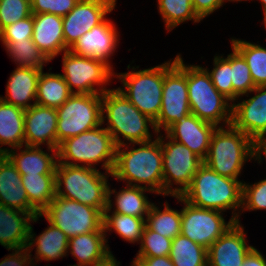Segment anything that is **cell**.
Wrapping results in <instances>:
<instances>
[{
    "label": "cell",
    "mask_w": 266,
    "mask_h": 266,
    "mask_svg": "<svg viewBox=\"0 0 266 266\" xmlns=\"http://www.w3.org/2000/svg\"><path fill=\"white\" fill-rule=\"evenodd\" d=\"M57 109L34 104L25 109V146L46 144L57 149Z\"/></svg>",
    "instance_id": "19"
},
{
    "label": "cell",
    "mask_w": 266,
    "mask_h": 266,
    "mask_svg": "<svg viewBox=\"0 0 266 266\" xmlns=\"http://www.w3.org/2000/svg\"><path fill=\"white\" fill-rule=\"evenodd\" d=\"M31 256V251L27 247L13 249L12 254H9L0 261V266H34L36 263L32 261Z\"/></svg>",
    "instance_id": "45"
},
{
    "label": "cell",
    "mask_w": 266,
    "mask_h": 266,
    "mask_svg": "<svg viewBox=\"0 0 266 266\" xmlns=\"http://www.w3.org/2000/svg\"><path fill=\"white\" fill-rule=\"evenodd\" d=\"M25 109L8 104L0 99V145H8L10 149L25 146L24 136ZM0 146V154L7 148Z\"/></svg>",
    "instance_id": "29"
},
{
    "label": "cell",
    "mask_w": 266,
    "mask_h": 266,
    "mask_svg": "<svg viewBox=\"0 0 266 266\" xmlns=\"http://www.w3.org/2000/svg\"><path fill=\"white\" fill-rule=\"evenodd\" d=\"M108 187V203L106 209H112L113 205L116 206L112 213L125 214L143 218L146 220V216L149 213L152 202L148 200L145 192L153 193L152 191L143 187L126 185L125 188L115 191ZM115 194V203L113 204L111 196ZM111 199V200H110Z\"/></svg>",
    "instance_id": "28"
},
{
    "label": "cell",
    "mask_w": 266,
    "mask_h": 266,
    "mask_svg": "<svg viewBox=\"0 0 266 266\" xmlns=\"http://www.w3.org/2000/svg\"><path fill=\"white\" fill-rule=\"evenodd\" d=\"M217 126L199 119L193 114L181 117L166 134L173 140L185 145L204 160L207 156L212 134Z\"/></svg>",
    "instance_id": "20"
},
{
    "label": "cell",
    "mask_w": 266,
    "mask_h": 266,
    "mask_svg": "<svg viewBox=\"0 0 266 266\" xmlns=\"http://www.w3.org/2000/svg\"><path fill=\"white\" fill-rule=\"evenodd\" d=\"M49 226L39 235L35 237L33 233V227L29 229V240L27 248L30 251L32 247L36 246L35 258L32 261H52L67 256L69 238L64 234L62 230L52 225Z\"/></svg>",
    "instance_id": "27"
},
{
    "label": "cell",
    "mask_w": 266,
    "mask_h": 266,
    "mask_svg": "<svg viewBox=\"0 0 266 266\" xmlns=\"http://www.w3.org/2000/svg\"><path fill=\"white\" fill-rule=\"evenodd\" d=\"M231 39L232 47L246 60L255 86H266V48L245 40Z\"/></svg>",
    "instance_id": "35"
},
{
    "label": "cell",
    "mask_w": 266,
    "mask_h": 266,
    "mask_svg": "<svg viewBox=\"0 0 266 266\" xmlns=\"http://www.w3.org/2000/svg\"><path fill=\"white\" fill-rule=\"evenodd\" d=\"M70 239L71 237L104 231L103 213L92 206L55 196L53 201L40 213Z\"/></svg>",
    "instance_id": "11"
},
{
    "label": "cell",
    "mask_w": 266,
    "mask_h": 266,
    "mask_svg": "<svg viewBox=\"0 0 266 266\" xmlns=\"http://www.w3.org/2000/svg\"><path fill=\"white\" fill-rule=\"evenodd\" d=\"M191 114L187 89V65L180 54L164 62L162 104L158 119L154 122L156 131L166 132L181 117Z\"/></svg>",
    "instance_id": "9"
},
{
    "label": "cell",
    "mask_w": 266,
    "mask_h": 266,
    "mask_svg": "<svg viewBox=\"0 0 266 266\" xmlns=\"http://www.w3.org/2000/svg\"><path fill=\"white\" fill-rule=\"evenodd\" d=\"M142 266H174L169 256L135 257Z\"/></svg>",
    "instance_id": "47"
},
{
    "label": "cell",
    "mask_w": 266,
    "mask_h": 266,
    "mask_svg": "<svg viewBox=\"0 0 266 266\" xmlns=\"http://www.w3.org/2000/svg\"><path fill=\"white\" fill-rule=\"evenodd\" d=\"M0 204L33 216L40 214L29 203L21 174L4 154H0Z\"/></svg>",
    "instance_id": "23"
},
{
    "label": "cell",
    "mask_w": 266,
    "mask_h": 266,
    "mask_svg": "<svg viewBox=\"0 0 266 266\" xmlns=\"http://www.w3.org/2000/svg\"><path fill=\"white\" fill-rule=\"evenodd\" d=\"M169 257L174 266H208L207 249L182 234L172 240Z\"/></svg>",
    "instance_id": "33"
},
{
    "label": "cell",
    "mask_w": 266,
    "mask_h": 266,
    "mask_svg": "<svg viewBox=\"0 0 266 266\" xmlns=\"http://www.w3.org/2000/svg\"><path fill=\"white\" fill-rule=\"evenodd\" d=\"M266 210V179L254 184L243 183L242 208L244 212Z\"/></svg>",
    "instance_id": "42"
},
{
    "label": "cell",
    "mask_w": 266,
    "mask_h": 266,
    "mask_svg": "<svg viewBox=\"0 0 266 266\" xmlns=\"http://www.w3.org/2000/svg\"><path fill=\"white\" fill-rule=\"evenodd\" d=\"M117 0H79L62 17L65 47L69 50L76 41L93 27L101 24L116 7Z\"/></svg>",
    "instance_id": "15"
},
{
    "label": "cell",
    "mask_w": 266,
    "mask_h": 266,
    "mask_svg": "<svg viewBox=\"0 0 266 266\" xmlns=\"http://www.w3.org/2000/svg\"><path fill=\"white\" fill-rule=\"evenodd\" d=\"M120 262H117L114 255L109 254L104 260L95 263L93 266H119Z\"/></svg>",
    "instance_id": "50"
},
{
    "label": "cell",
    "mask_w": 266,
    "mask_h": 266,
    "mask_svg": "<svg viewBox=\"0 0 266 266\" xmlns=\"http://www.w3.org/2000/svg\"><path fill=\"white\" fill-rule=\"evenodd\" d=\"M175 198L184 204L181 210V234L208 249L221 235L236 222H228L223 212L193 206L181 196Z\"/></svg>",
    "instance_id": "14"
},
{
    "label": "cell",
    "mask_w": 266,
    "mask_h": 266,
    "mask_svg": "<svg viewBox=\"0 0 266 266\" xmlns=\"http://www.w3.org/2000/svg\"><path fill=\"white\" fill-rule=\"evenodd\" d=\"M118 34L115 24L105 19L82 35L69 50L80 56L102 60L113 69L109 58L113 56L119 43Z\"/></svg>",
    "instance_id": "18"
},
{
    "label": "cell",
    "mask_w": 266,
    "mask_h": 266,
    "mask_svg": "<svg viewBox=\"0 0 266 266\" xmlns=\"http://www.w3.org/2000/svg\"><path fill=\"white\" fill-rule=\"evenodd\" d=\"M131 263V266H142L141 263L137 260H133Z\"/></svg>",
    "instance_id": "52"
},
{
    "label": "cell",
    "mask_w": 266,
    "mask_h": 266,
    "mask_svg": "<svg viewBox=\"0 0 266 266\" xmlns=\"http://www.w3.org/2000/svg\"><path fill=\"white\" fill-rule=\"evenodd\" d=\"M242 194V181L221 176L203 163L181 197L199 208L220 212L233 209L231 218L240 223L239 210L242 208ZM237 210L238 212H235Z\"/></svg>",
    "instance_id": "2"
},
{
    "label": "cell",
    "mask_w": 266,
    "mask_h": 266,
    "mask_svg": "<svg viewBox=\"0 0 266 266\" xmlns=\"http://www.w3.org/2000/svg\"><path fill=\"white\" fill-rule=\"evenodd\" d=\"M31 15L30 0H0V32L5 27Z\"/></svg>",
    "instance_id": "41"
},
{
    "label": "cell",
    "mask_w": 266,
    "mask_h": 266,
    "mask_svg": "<svg viewBox=\"0 0 266 266\" xmlns=\"http://www.w3.org/2000/svg\"><path fill=\"white\" fill-rule=\"evenodd\" d=\"M34 20L33 43L51 61L60 53L66 52L62 17L55 14H32Z\"/></svg>",
    "instance_id": "21"
},
{
    "label": "cell",
    "mask_w": 266,
    "mask_h": 266,
    "mask_svg": "<svg viewBox=\"0 0 266 266\" xmlns=\"http://www.w3.org/2000/svg\"><path fill=\"white\" fill-rule=\"evenodd\" d=\"M162 206L164 210L161 211L152 204L146 217V226L160 235L174 239L181 234V211L170 208L168 202Z\"/></svg>",
    "instance_id": "34"
},
{
    "label": "cell",
    "mask_w": 266,
    "mask_h": 266,
    "mask_svg": "<svg viewBox=\"0 0 266 266\" xmlns=\"http://www.w3.org/2000/svg\"><path fill=\"white\" fill-rule=\"evenodd\" d=\"M22 148L23 146L8 149L4 153V155L11 161L21 176L55 174L58 163V159H56L58 158L57 149L47 147L49 151V153H47L38 146H25V149L21 150Z\"/></svg>",
    "instance_id": "24"
},
{
    "label": "cell",
    "mask_w": 266,
    "mask_h": 266,
    "mask_svg": "<svg viewBox=\"0 0 266 266\" xmlns=\"http://www.w3.org/2000/svg\"><path fill=\"white\" fill-rule=\"evenodd\" d=\"M55 175L56 196L95 207L102 213L105 211L109 187L107 178L112 176L111 173H102L86 166L57 163Z\"/></svg>",
    "instance_id": "4"
},
{
    "label": "cell",
    "mask_w": 266,
    "mask_h": 266,
    "mask_svg": "<svg viewBox=\"0 0 266 266\" xmlns=\"http://www.w3.org/2000/svg\"><path fill=\"white\" fill-rule=\"evenodd\" d=\"M41 70L17 66L10 74L6 84L5 97L0 96V99L23 109H28L36 104L37 85ZM32 101H34L33 104Z\"/></svg>",
    "instance_id": "25"
},
{
    "label": "cell",
    "mask_w": 266,
    "mask_h": 266,
    "mask_svg": "<svg viewBox=\"0 0 266 266\" xmlns=\"http://www.w3.org/2000/svg\"><path fill=\"white\" fill-rule=\"evenodd\" d=\"M255 96L232 104L231 125L254 142L266 136V86H256Z\"/></svg>",
    "instance_id": "16"
},
{
    "label": "cell",
    "mask_w": 266,
    "mask_h": 266,
    "mask_svg": "<svg viewBox=\"0 0 266 266\" xmlns=\"http://www.w3.org/2000/svg\"><path fill=\"white\" fill-rule=\"evenodd\" d=\"M22 184L29 203L41 213L56 196V175H23Z\"/></svg>",
    "instance_id": "31"
},
{
    "label": "cell",
    "mask_w": 266,
    "mask_h": 266,
    "mask_svg": "<svg viewBox=\"0 0 266 266\" xmlns=\"http://www.w3.org/2000/svg\"><path fill=\"white\" fill-rule=\"evenodd\" d=\"M72 94L61 74L43 73L41 70L37 85L36 104L57 109Z\"/></svg>",
    "instance_id": "30"
},
{
    "label": "cell",
    "mask_w": 266,
    "mask_h": 266,
    "mask_svg": "<svg viewBox=\"0 0 266 266\" xmlns=\"http://www.w3.org/2000/svg\"><path fill=\"white\" fill-rule=\"evenodd\" d=\"M165 135L166 137H163L161 133L157 134L161 142L163 157V195L181 196L190 186L203 160L185 145L171 139L166 133ZM173 184L179 186L172 188Z\"/></svg>",
    "instance_id": "12"
},
{
    "label": "cell",
    "mask_w": 266,
    "mask_h": 266,
    "mask_svg": "<svg viewBox=\"0 0 266 266\" xmlns=\"http://www.w3.org/2000/svg\"><path fill=\"white\" fill-rule=\"evenodd\" d=\"M111 209H105L103 212V229L105 235L109 231H115L122 239L129 243L138 244L142 240L146 220L135 216L111 213ZM111 215H110V214Z\"/></svg>",
    "instance_id": "32"
},
{
    "label": "cell",
    "mask_w": 266,
    "mask_h": 266,
    "mask_svg": "<svg viewBox=\"0 0 266 266\" xmlns=\"http://www.w3.org/2000/svg\"><path fill=\"white\" fill-rule=\"evenodd\" d=\"M223 4V0H192L194 11L202 20Z\"/></svg>",
    "instance_id": "46"
},
{
    "label": "cell",
    "mask_w": 266,
    "mask_h": 266,
    "mask_svg": "<svg viewBox=\"0 0 266 266\" xmlns=\"http://www.w3.org/2000/svg\"><path fill=\"white\" fill-rule=\"evenodd\" d=\"M32 14L49 13L60 17L67 15L79 0H30Z\"/></svg>",
    "instance_id": "44"
},
{
    "label": "cell",
    "mask_w": 266,
    "mask_h": 266,
    "mask_svg": "<svg viewBox=\"0 0 266 266\" xmlns=\"http://www.w3.org/2000/svg\"><path fill=\"white\" fill-rule=\"evenodd\" d=\"M34 20L33 15L19 20L0 32L1 42H16L32 40Z\"/></svg>",
    "instance_id": "43"
},
{
    "label": "cell",
    "mask_w": 266,
    "mask_h": 266,
    "mask_svg": "<svg viewBox=\"0 0 266 266\" xmlns=\"http://www.w3.org/2000/svg\"><path fill=\"white\" fill-rule=\"evenodd\" d=\"M40 217L0 204V244L10 251L27 247L30 222Z\"/></svg>",
    "instance_id": "22"
},
{
    "label": "cell",
    "mask_w": 266,
    "mask_h": 266,
    "mask_svg": "<svg viewBox=\"0 0 266 266\" xmlns=\"http://www.w3.org/2000/svg\"><path fill=\"white\" fill-rule=\"evenodd\" d=\"M266 159V136L261 137L255 141V161L258 160L260 164L262 162L263 154ZM262 154V155H261Z\"/></svg>",
    "instance_id": "49"
},
{
    "label": "cell",
    "mask_w": 266,
    "mask_h": 266,
    "mask_svg": "<svg viewBox=\"0 0 266 266\" xmlns=\"http://www.w3.org/2000/svg\"><path fill=\"white\" fill-rule=\"evenodd\" d=\"M187 89L191 114L217 127L231 125L232 103L215 88L204 66L187 65Z\"/></svg>",
    "instance_id": "7"
},
{
    "label": "cell",
    "mask_w": 266,
    "mask_h": 266,
    "mask_svg": "<svg viewBox=\"0 0 266 266\" xmlns=\"http://www.w3.org/2000/svg\"><path fill=\"white\" fill-rule=\"evenodd\" d=\"M136 145H139V148L132 146L130 150L128 143L116 147L112 177L118 181H126L127 185L143 187L155 194L163 195V157L160 139L156 137L155 140Z\"/></svg>",
    "instance_id": "1"
},
{
    "label": "cell",
    "mask_w": 266,
    "mask_h": 266,
    "mask_svg": "<svg viewBox=\"0 0 266 266\" xmlns=\"http://www.w3.org/2000/svg\"><path fill=\"white\" fill-rule=\"evenodd\" d=\"M172 240L145 226L140 249L135 257L169 256Z\"/></svg>",
    "instance_id": "40"
},
{
    "label": "cell",
    "mask_w": 266,
    "mask_h": 266,
    "mask_svg": "<svg viewBox=\"0 0 266 266\" xmlns=\"http://www.w3.org/2000/svg\"><path fill=\"white\" fill-rule=\"evenodd\" d=\"M57 148L64 140L102 124V94H72L57 108Z\"/></svg>",
    "instance_id": "10"
},
{
    "label": "cell",
    "mask_w": 266,
    "mask_h": 266,
    "mask_svg": "<svg viewBox=\"0 0 266 266\" xmlns=\"http://www.w3.org/2000/svg\"><path fill=\"white\" fill-rule=\"evenodd\" d=\"M245 236L244 227L236 222L207 249L208 266H242L254 247L247 245Z\"/></svg>",
    "instance_id": "17"
},
{
    "label": "cell",
    "mask_w": 266,
    "mask_h": 266,
    "mask_svg": "<svg viewBox=\"0 0 266 266\" xmlns=\"http://www.w3.org/2000/svg\"><path fill=\"white\" fill-rule=\"evenodd\" d=\"M261 4L263 5V13H264V23L266 22V0H260Z\"/></svg>",
    "instance_id": "51"
},
{
    "label": "cell",
    "mask_w": 266,
    "mask_h": 266,
    "mask_svg": "<svg viewBox=\"0 0 266 266\" xmlns=\"http://www.w3.org/2000/svg\"><path fill=\"white\" fill-rule=\"evenodd\" d=\"M212 71L209 73L215 88L233 102V86L231 80V53L224 58L222 55L214 56Z\"/></svg>",
    "instance_id": "39"
},
{
    "label": "cell",
    "mask_w": 266,
    "mask_h": 266,
    "mask_svg": "<svg viewBox=\"0 0 266 266\" xmlns=\"http://www.w3.org/2000/svg\"><path fill=\"white\" fill-rule=\"evenodd\" d=\"M62 59L64 73L61 75L73 94H103L110 90L105 86L115 72L104 61L80 56L70 50L64 52ZM95 85L99 90L94 88Z\"/></svg>",
    "instance_id": "13"
},
{
    "label": "cell",
    "mask_w": 266,
    "mask_h": 266,
    "mask_svg": "<svg viewBox=\"0 0 266 266\" xmlns=\"http://www.w3.org/2000/svg\"><path fill=\"white\" fill-rule=\"evenodd\" d=\"M116 147L111 134L100 125L61 142L57 148V159L58 163L94 169H97L96 164L103 162V169L112 173Z\"/></svg>",
    "instance_id": "6"
},
{
    "label": "cell",
    "mask_w": 266,
    "mask_h": 266,
    "mask_svg": "<svg viewBox=\"0 0 266 266\" xmlns=\"http://www.w3.org/2000/svg\"><path fill=\"white\" fill-rule=\"evenodd\" d=\"M2 44L19 67L43 70L45 63L50 62L32 40L2 42Z\"/></svg>",
    "instance_id": "37"
},
{
    "label": "cell",
    "mask_w": 266,
    "mask_h": 266,
    "mask_svg": "<svg viewBox=\"0 0 266 266\" xmlns=\"http://www.w3.org/2000/svg\"><path fill=\"white\" fill-rule=\"evenodd\" d=\"M242 266H266V258L253 247L247 254Z\"/></svg>",
    "instance_id": "48"
},
{
    "label": "cell",
    "mask_w": 266,
    "mask_h": 266,
    "mask_svg": "<svg viewBox=\"0 0 266 266\" xmlns=\"http://www.w3.org/2000/svg\"><path fill=\"white\" fill-rule=\"evenodd\" d=\"M115 73L123 87L117 89L143 114L154 122L158 119L162 104L164 63L148 69ZM134 70V71H133Z\"/></svg>",
    "instance_id": "8"
},
{
    "label": "cell",
    "mask_w": 266,
    "mask_h": 266,
    "mask_svg": "<svg viewBox=\"0 0 266 266\" xmlns=\"http://www.w3.org/2000/svg\"><path fill=\"white\" fill-rule=\"evenodd\" d=\"M104 231H94L71 237L68 252L78 261L71 266H93L104 260L112 252ZM70 249V250H69Z\"/></svg>",
    "instance_id": "26"
},
{
    "label": "cell",
    "mask_w": 266,
    "mask_h": 266,
    "mask_svg": "<svg viewBox=\"0 0 266 266\" xmlns=\"http://www.w3.org/2000/svg\"><path fill=\"white\" fill-rule=\"evenodd\" d=\"M217 127L203 163L221 176L238 179L244 163L255 158V142L232 125Z\"/></svg>",
    "instance_id": "5"
},
{
    "label": "cell",
    "mask_w": 266,
    "mask_h": 266,
    "mask_svg": "<svg viewBox=\"0 0 266 266\" xmlns=\"http://www.w3.org/2000/svg\"><path fill=\"white\" fill-rule=\"evenodd\" d=\"M226 1H230V2H231V1H233V2H235V1H236V2H240V1H244V0H223V3L226 2ZM245 1H247V0H245ZM248 1H249V0H248Z\"/></svg>",
    "instance_id": "53"
},
{
    "label": "cell",
    "mask_w": 266,
    "mask_h": 266,
    "mask_svg": "<svg viewBox=\"0 0 266 266\" xmlns=\"http://www.w3.org/2000/svg\"><path fill=\"white\" fill-rule=\"evenodd\" d=\"M231 53V82L233 86V103L239 97L246 95L256 86L252 80L249 66L243 56L232 47Z\"/></svg>",
    "instance_id": "38"
},
{
    "label": "cell",
    "mask_w": 266,
    "mask_h": 266,
    "mask_svg": "<svg viewBox=\"0 0 266 266\" xmlns=\"http://www.w3.org/2000/svg\"><path fill=\"white\" fill-rule=\"evenodd\" d=\"M106 118L108 125L105 129L117 147L125 145V140L130 142L129 145L151 141L150 126L155 135L158 134L154 121L141 113L117 88L102 94V124Z\"/></svg>",
    "instance_id": "3"
},
{
    "label": "cell",
    "mask_w": 266,
    "mask_h": 266,
    "mask_svg": "<svg viewBox=\"0 0 266 266\" xmlns=\"http://www.w3.org/2000/svg\"><path fill=\"white\" fill-rule=\"evenodd\" d=\"M158 10L167 31L181 23L192 20L199 23L202 19L194 11L192 0H157Z\"/></svg>",
    "instance_id": "36"
}]
</instances>
